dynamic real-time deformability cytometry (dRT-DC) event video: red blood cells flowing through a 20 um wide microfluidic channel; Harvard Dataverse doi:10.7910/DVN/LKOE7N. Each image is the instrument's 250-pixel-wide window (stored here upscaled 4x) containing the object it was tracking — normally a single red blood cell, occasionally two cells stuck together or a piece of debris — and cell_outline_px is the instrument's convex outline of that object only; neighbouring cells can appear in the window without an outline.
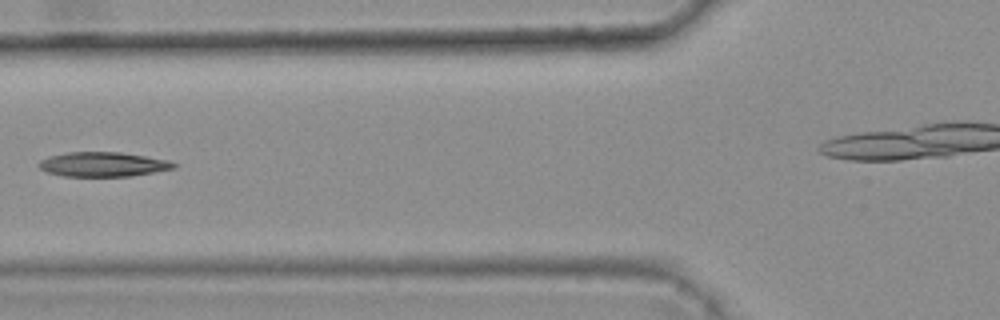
{"species": "common noctule bat (a hibernating species)", "species_latin": "Nyctalus noctula", "temperature_condition": "warm", "stored_images_in_passage": 7, "camera_frame_rate_fps": 3000, "um_per_image_px": 0.085, "animal": {"sex": "female", "body_mass_g": 25.1}, "frame": {"image": 1, "passage_image": 5, "time_ms": 1.333, "image_size_px": [1000, 320], "cell_outline_px": [[180, 164], [176, 168], [128, 176], [64, 176], [48, 172], [40, 168], [36, 164], [40, 160], [48, 156], [68, 152], [120, 152], [168, 160]], "centroid_in_image_um": [8.75, 13.96], "position_along_channel_um": 117.1, "area_um2": 19.25}}
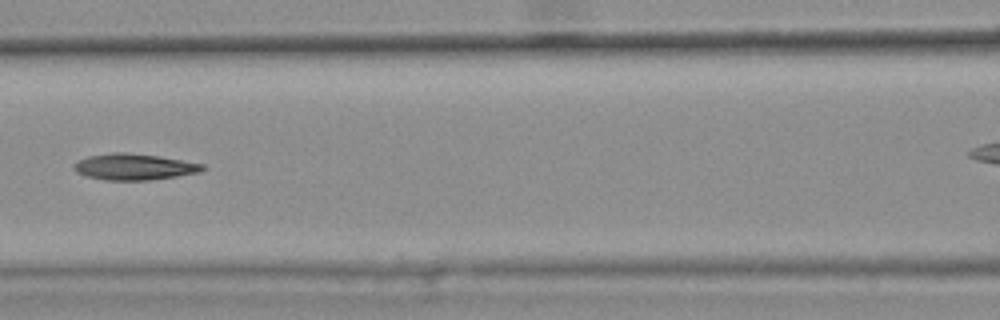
{"frame": {"image": 2, "passage_image": 6, "time_ms": 1.667, "image_size_px": [1000, 320], "cell_outline_px": [[204, 168], [200, 172], [176, 176], [148, 180], [104, 180], [84, 176], [76, 172], [72, 168], [72, 164], [88, 156], [112, 152], [124, 152], [160, 156], [204, 164]], "centroid_in_image_um": [11.35, 14.18], "position_along_channel_um": 155.2, "area_um2": 19.71}}